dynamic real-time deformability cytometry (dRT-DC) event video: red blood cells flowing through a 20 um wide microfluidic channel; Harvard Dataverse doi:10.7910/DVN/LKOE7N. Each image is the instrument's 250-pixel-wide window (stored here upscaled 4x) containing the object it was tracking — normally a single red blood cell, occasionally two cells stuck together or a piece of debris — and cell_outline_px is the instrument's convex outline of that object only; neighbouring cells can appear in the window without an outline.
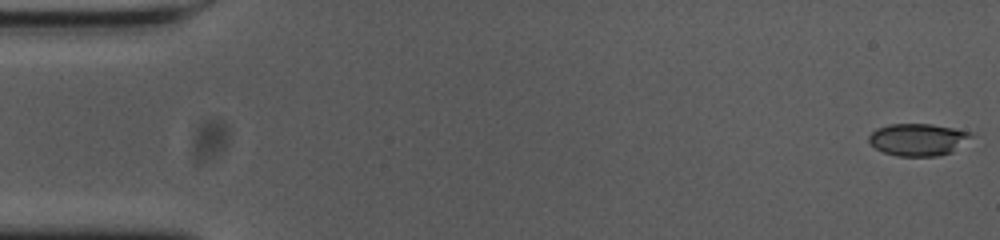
{"species": "common noctule bat (a hibernating species)", "species_latin": "Nyctalus noctula", "temperature_condition": "cold", "stored_images_in_passage": 20, "camera_frame_rate_fps": 3000, "um_per_image_px": 0.085, "animal": {"sex": "female", "body_mass_g": 23.0, "forearm_length_mm": 53.4}, "frame": {"image": 1, "passage_image": 1, "time_ms": 0.0, "image_size_px": [1000, 240], "cell_outline_px": [[976, 136], [952, 152], [940, 156], [896, 156], [884, 152], [876, 148], [868, 140], [868, 136], [876, 128], [888, 124], [932, 124], [972, 132]], "centroid_in_image_um": [78.07, 11.86], "position_along_channel_um": 6.9, "area_um2": 19.42}}